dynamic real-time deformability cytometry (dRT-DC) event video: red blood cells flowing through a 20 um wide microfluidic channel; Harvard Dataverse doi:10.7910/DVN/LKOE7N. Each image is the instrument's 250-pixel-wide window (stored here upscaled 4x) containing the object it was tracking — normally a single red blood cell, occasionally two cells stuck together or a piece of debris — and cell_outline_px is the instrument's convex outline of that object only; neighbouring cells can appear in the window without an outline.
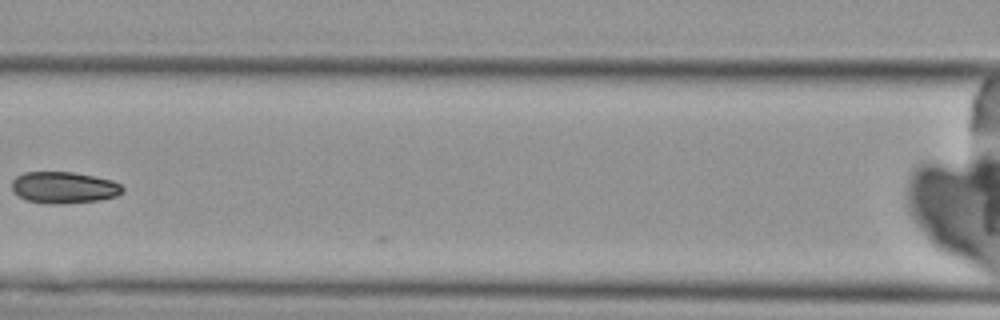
{"species": "Egyptian fruit bat (a non-hibernating species)", "species_latin": "Rousettus aegyptiacus", "temperature_condition": "cold", "stored_images_in_passage": 6, "camera_frame_rate_fps": 3000, "um_per_image_px": 0.085, "animal": {"sex": "female"}, "frame": {"image": 1, "passage_image": 6, "time_ms": 6.0, "image_size_px": [1000, 320], "cell_outline_px": [[124, 192], [116, 196], [100, 200], [60, 204], [48, 204], [28, 200], [20, 196], [12, 188], [12, 180], [16, 176], [24, 172], [72, 172], [112, 180], [120, 184], [124, 188]], "centroid_in_image_um": [5.45, 15.94], "position_along_channel_um": 161.1, "area_um2": 20.29}}